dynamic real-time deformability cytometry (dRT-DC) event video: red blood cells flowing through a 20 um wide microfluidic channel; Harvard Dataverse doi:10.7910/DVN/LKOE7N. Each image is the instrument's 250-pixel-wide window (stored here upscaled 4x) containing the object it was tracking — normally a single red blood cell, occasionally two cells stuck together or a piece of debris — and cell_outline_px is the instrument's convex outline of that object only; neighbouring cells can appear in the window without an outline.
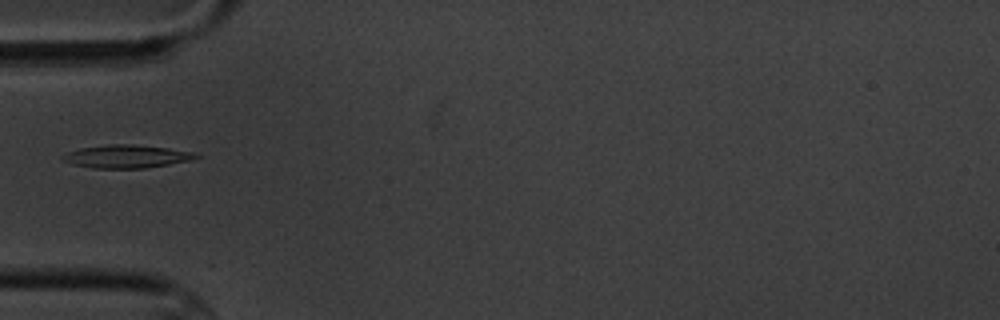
{"species": "common noctule bat (a hibernating species)", "species_latin": "Nyctalus noctula", "temperature_condition": "cold", "stored_images_in_passage": 10, "camera_frame_rate_fps": 3000, "um_per_image_px": 0.085, "animal": {"sex": "male", "body_mass_g": 20.1, "forearm_length_mm": 53.5}, "frame": {"image": 1, "passage_image": 4, "time_ms": 3.667, "image_size_px": [1000, 320], "cell_outline_px": [[200, 156], [192, 160], [144, 168], [92, 168], [72, 164], [64, 160], [60, 156], [68, 152], [80, 148], [108, 144], [132, 144], [168, 148], [192, 152]], "centroid_in_image_um": [10.73, 13.29], "position_along_channel_um": 74.3, "area_um2": 17.74}}
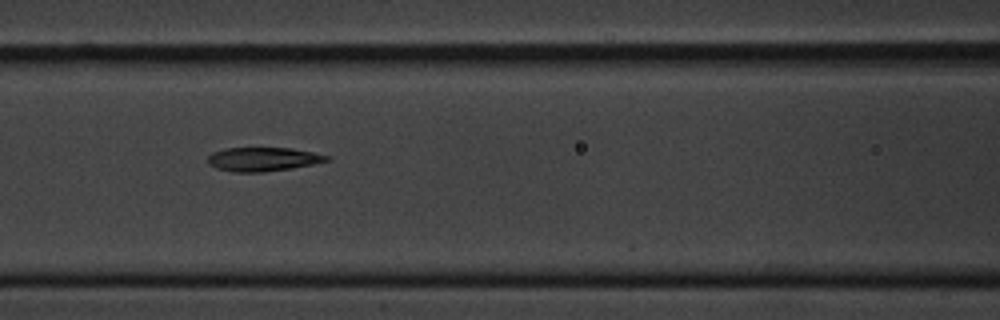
{"frame": {"image": 2, "passage_image": 6, "time_ms": 5.667, "image_size_px": [1000, 320], "cell_outline_px": [[332, 160], [292, 168], [264, 172], [232, 172], [216, 168], [208, 164], [208, 156], [212, 152], [224, 148], [292, 148], [332, 156]], "centroid_in_image_um": [22.37, 13.53], "position_along_channel_um": 144.2, "area_um2": 16.7}}
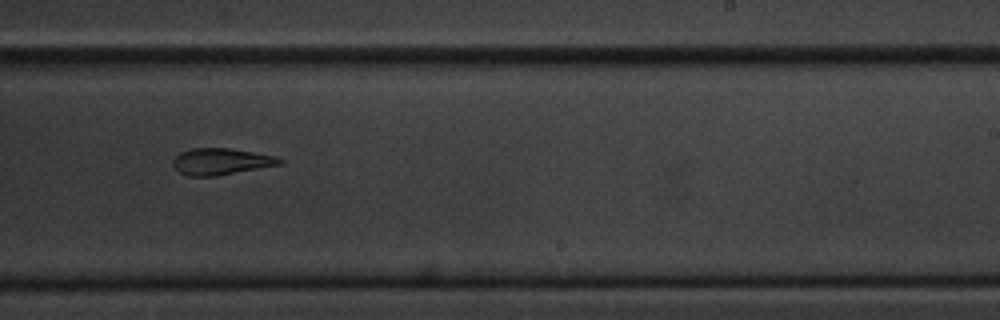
{"frame": {"image": 3, "passage_image": 9, "time_ms": 9.333, "image_size_px": [1000, 320], "cell_outline_px": [[284, 164], [216, 176], [188, 176], [180, 172], [172, 164], [172, 160], [180, 152], [192, 148], [228, 148], [276, 156], [284, 160]], "centroid_in_image_um": [18.81, 13.73], "position_along_channel_um": 270.2, "area_um2": 16.53}}